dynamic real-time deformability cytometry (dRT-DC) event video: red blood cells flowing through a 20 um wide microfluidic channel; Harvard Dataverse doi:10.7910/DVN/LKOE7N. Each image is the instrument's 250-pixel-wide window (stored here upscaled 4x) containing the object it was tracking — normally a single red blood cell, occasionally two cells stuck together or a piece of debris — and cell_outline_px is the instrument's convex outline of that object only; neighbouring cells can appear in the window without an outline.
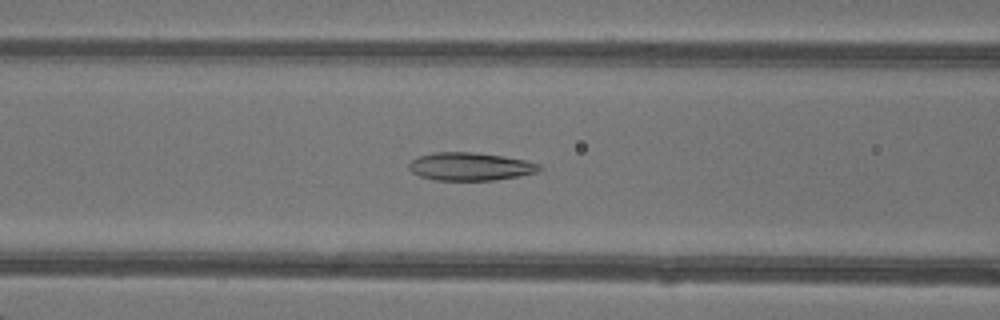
{"species": "common noctule bat (a hibernating species)", "species_latin": "Nyctalus noctula", "temperature_condition": "warm", "stored_images_in_passage": 43, "camera_frame_rate_fps": 3000, "um_per_image_px": 0.085, "animal": {"sex": "female"}, "frame": {"image": 1, "passage_image": 15, "time_ms": 4.667, "image_size_px": [1000, 320], "cell_outline_px": [[544, 168], [536, 172], [516, 176], [492, 180], [436, 180], [420, 176], [412, 172], [408, 168], [408, 164], [412, 160], [420, 156], [432, 152], [476, 152], [504, 156], [524, 160], [540, 164]], "centroid_in_image_um": [39.96, 14.14], "position_along_channel_um": 126.6, "area_um2": 21.21}}
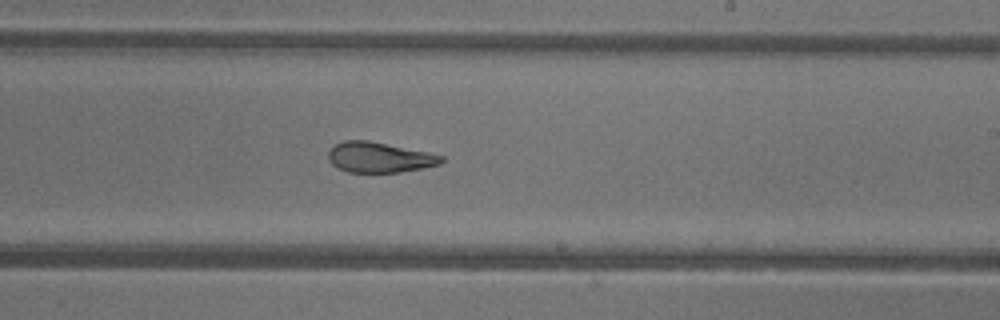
{"frame": {"image": 2, "passage_image": 24, "time_ms": 7.667, "image_size_px": [1000, 320], "cell_outline_px": [[444, 160], [440, 164], [400, 172], [348, 172], [332, 164], [328, 160], [328, 152], [336, 144], [344, 140], [368, 140], [428, 152], [444, 156]], "centroid_in_image_um": [32.24, 13.37], "position_along_channel_um": 256.8, "area_um2": 19.83}}
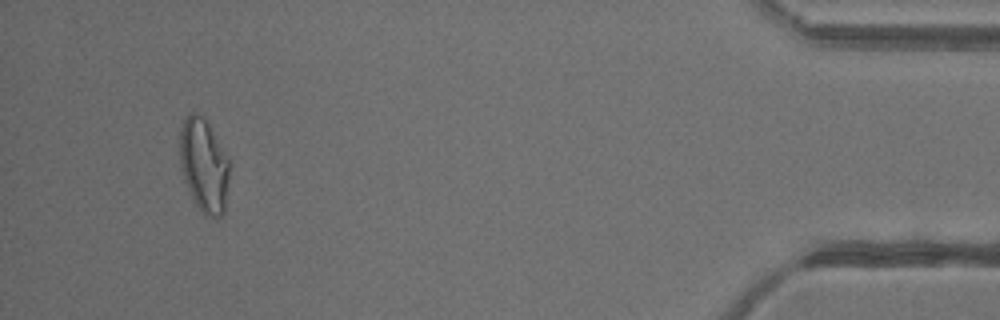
{"frame": {"image": 3, "passage_image": 40, "time_ms": 13.0, "image_size_px": [1000, 320], "cell_outline_px": [[232, 164], [224, 212], [216, 220], [204, 216], [200, 212], [192, 200], [184, 180], [180, 160], [180, 128], [184, 116], [188, 112], [192, 112], [204, 116], [228, 156]], "centroid_in_image_um": [17.36, 14.08], "position_along_channel_um": 417.8, "area_um2": 28.09}, "authors_computed_cell_mechanics": {"area_um2": 22.7732, "velocity_mm_per_s": 4.3371, "shape_relaxation_time_tau1_ms": null, "shape_relaxation_time_tau2_ms": 1.8284, "deformation_change_tau1": null, "deformation_change_tau2": 0.0955}}